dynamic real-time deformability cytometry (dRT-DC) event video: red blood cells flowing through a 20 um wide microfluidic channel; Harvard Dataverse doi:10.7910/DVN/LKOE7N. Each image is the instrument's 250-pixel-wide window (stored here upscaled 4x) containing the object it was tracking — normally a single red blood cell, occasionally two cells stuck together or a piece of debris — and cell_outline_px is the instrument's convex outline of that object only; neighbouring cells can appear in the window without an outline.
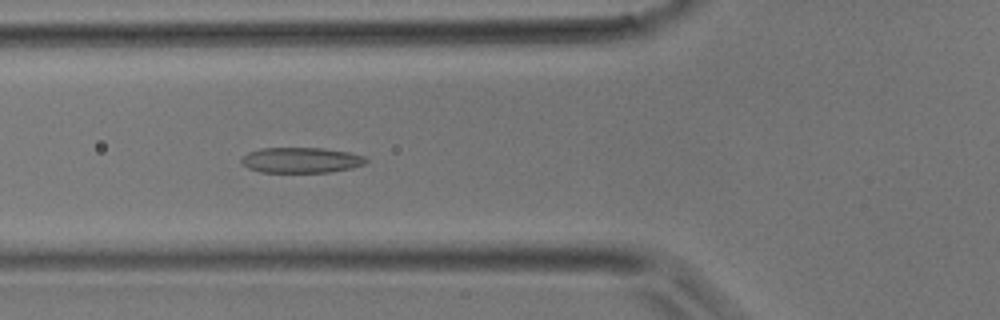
{"species": "common noctule bat (a hibernating species)", "species_latin": "Nyctalus noctula", "temperature_condition": "room temperature", "stored_images_in_passage": 41, "camera_frame_rate_fps": 3000, "um_per_image_px": 0.085, "animal": {"sex": "male", "body_mass_g": 17.9}, "frame": {"image": 1, "passage_image": 14, "time_ms": 4.333, "image_size_px": [1000, 320], "cell_outline_px": [[368, 160], [364, 164], [352, 168], [328, 172], [260, 172], [248, 168], [240, 164], [240, 160], [248, 152], [260, 148], [324, 148], [348, 152], [368, 156]], "centroid_in_image_um": [25.6, 13.61], "position_along_channel_um": 100.2, "area_um2": 18.67}}
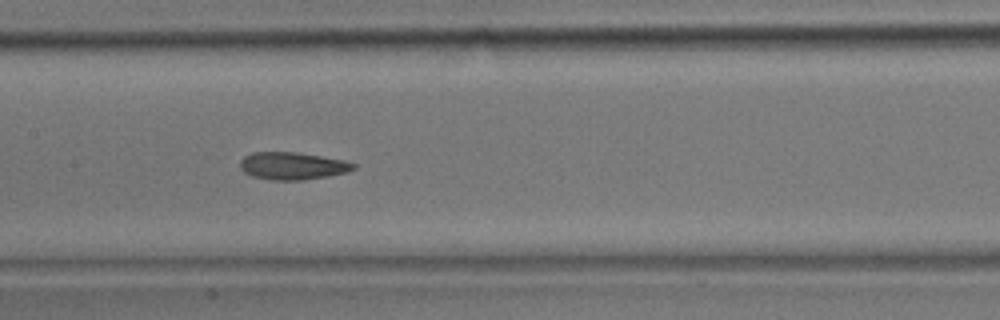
{"frame": {"image": 2, "passage_image": 19, "time_ms": 6.0, "image_size_px": [1000, 320], "cell_outline_px": [[356, 168], [348, 172], [328, 176], [304, 180], [272, 180], [252, 176], [244, 172], [240, 168], [240, 160], [244, 156], [252, 152], [296, 152], [344, 160], [356, 164]], "centroid_in_image_um": [24.86, 14.1], "position_along_channel_um": 182.5, "area_um2": 18.21}}
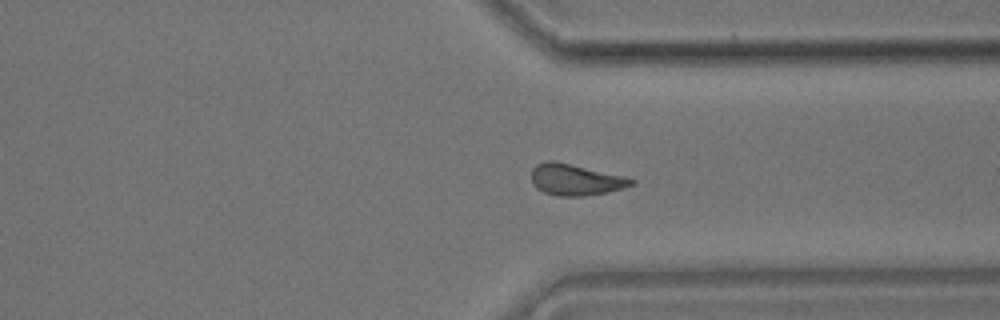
{"frame": {"image": 3, "passage_image": 30, "time_ms": 9.667, "image_size_px": [1000, 320], "cell_outline_px": [[636, 184], [624, 188], [608, 192], [584, 196], [556, 196], [544, 192], [536, 188], [532, 184], [532, 168], [536, 164], [544, 160], [556, 160], [624, 176], [636, 180]], "centroid_in_image_um": [48.91, 15.26], "position_along_channel_um": 362.5, "area_um2": 18.55}}